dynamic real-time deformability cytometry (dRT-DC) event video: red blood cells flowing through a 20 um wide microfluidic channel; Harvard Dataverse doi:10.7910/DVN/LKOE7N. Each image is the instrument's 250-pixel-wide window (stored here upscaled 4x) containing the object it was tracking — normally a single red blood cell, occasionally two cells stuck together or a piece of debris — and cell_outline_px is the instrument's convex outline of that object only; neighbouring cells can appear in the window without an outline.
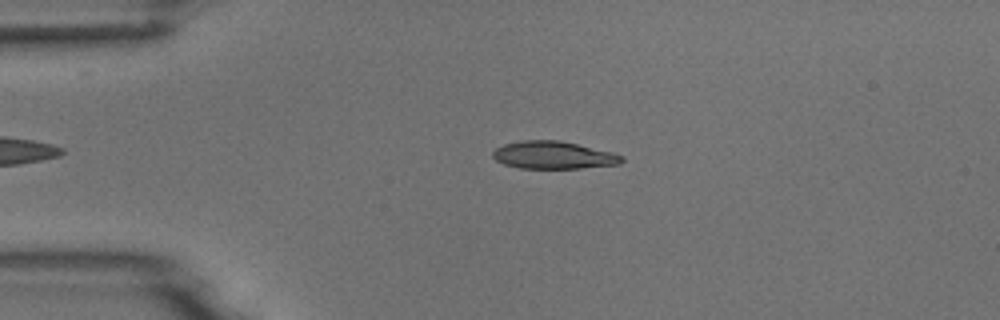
{"species": "common noctule bat (a hibernating species)", "species_latin": "Nyctalus noctula", "temperature_condition": "room temperature", "stored_images_in_passage": 4, "camera_frame_rate_fps": 3000, "um_per_image_px": 0.085, "animal": {"sex": "male", "body_mass_g": 18.8}, "frame": {"image": 1, "passage_image": 3, "time_ms": 2.333, "image_size_px": [1000, 320], "cell_outline_px": [[624, 160], [620, 164], [580, 168], [520, 168], [504, 164], [496, 160], [492, 156], [492, 152], [496, 148], [504, 144], [520, 140], [560, 140], [612, 152], [624, 156]], "centroid_in_image_um": [47.04, 13.18], "position_along_channel_um": 38.0, "area_um2": 20.75}}